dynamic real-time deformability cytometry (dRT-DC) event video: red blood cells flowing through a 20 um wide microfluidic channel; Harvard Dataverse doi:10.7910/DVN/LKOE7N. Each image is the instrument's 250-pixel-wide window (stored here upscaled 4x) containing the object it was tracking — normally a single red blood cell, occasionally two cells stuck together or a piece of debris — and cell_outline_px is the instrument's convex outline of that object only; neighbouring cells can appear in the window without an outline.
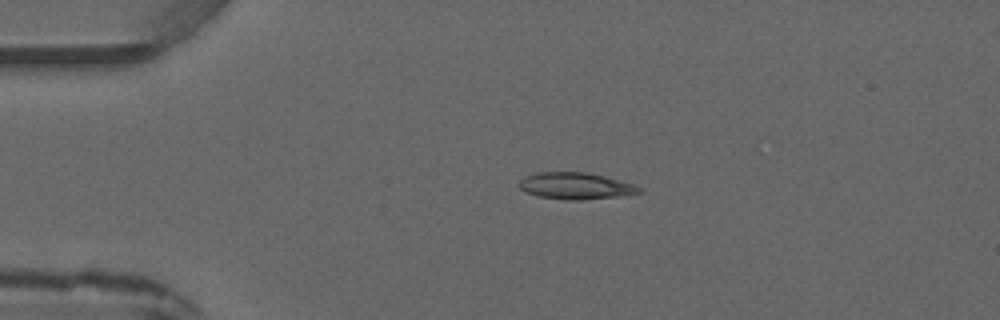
{"species": "common noctule bat (a hibernating species)", "species_latin": "Nyctalus noctula", "temperature_condition": "warm", "stored_images_in_passage": 5, "camera_frame_rate_fps": 3000, "um_per_image_px": 0.085, "animal": {"sex": "male", "forearm_length_mm": 52.5}, "frame": {"image": 1, "passage_image": 3, "time_ms": 2.333, "image_size_px": [1000, 320], "cell_outline_px": [[644, 192], [620, 196], [580, 200], [564, 200], [540, 196], [524, 192], [520, 188], [520, 180], [536, 172], [588, 172], [604, 176], [632, 184], [644, 188]], "centroid_in_image_um": [48.96, 15.81], "position_along_channel_um": 36.0, "area_um2": 18.61}}
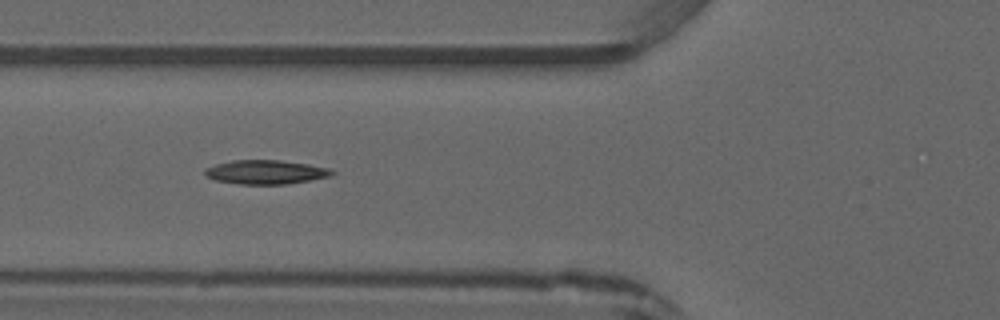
{"frame": {"image": 2, "passage_image": 5, "time_ms": 4.667, "image_size_px": [1000, 320], "cell_outline_px": [[336, 172], [332, 176], [288, 184], [240, 184], [216, 180], [204, 176], [204, 168], [216, 164], [232, 160], [280, 160], [308, 164], [328, 168]], "centroid_in_image_um": [22.58, 14.62], "position_along_channel_um": 103.2, "area_um2": 17.86}}